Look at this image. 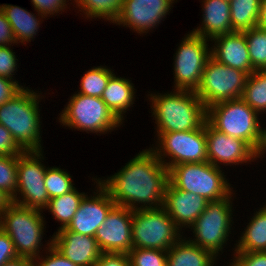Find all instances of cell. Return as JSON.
<instances>
[{
    "mask_svg": "<svg viewBox=\"0 0 266 266\" xmlns=\"http://www.w3.org/2000/svg\"><path fill=\"white\" fill-rule=\"evenodd\" d=\"M115 205L138 209L163 207L164 194L168 184V169L153 150H145L130 160L125 167L110 179L99 180ZM149 204L136 207L135 203ZM155 207H153V205ZM159 205V206H157Z\"/></svg>",
    "mask_w": 266,
    "mask_h": 266,
    "instance_id": "cell-1",
    "label": "cell"
},
{
    "mask_svg": "<svg viewBox=\"0 0 266 266\" xmlns=\"http://www.w3.org/2000/svg\"><path fill=\"white\" fill-rule=\"evenodd\" d=\"M175 91L166 95H150L158 136L161 133L199 129L207 120V109L195 91Z\"/></svg>",
    "mask_w": 266,
    "mask_h": 266,
    "instance_id": "cell-2",
    "label": "cell"
},
{
    "mask_svg": "<svg viewBox=\"0 0 266 266\" xmlns=\"http://www.w3.org/2000/svg\"><path fill=\"white\" fill-rule=\"evenodd\" d=\"M257 114L240 98L208 107L206 121L219 132L242 139L260 156L266 145V129L260 127Z\"/></svg>",
    "mask_w": 266,
    "mask_h": 266,
    "instance_id": "cell-3",
    "label": "cell"
},
{
    "mask_svg": "<svg viewBox=\"0 0 266 266\" xmlns=\"http://www.w3.org/2000/svg\"><path fill=\"white\" fill-rule=\"evenodd\" d=\"M22 89L12 99L0 106V124L10 131L24 151H40L39 95Z\"/></svg>",
    "mask_w": 266,
    "mask_h": 266,
    "instance_id": "cell-4",
    "label": "cell"
},
{
    "mask_svg": "<svg viewBox=\"0 0 266 266\" xmlns=\"http://www.w3.org/2000/svg\"><path fill=\"white\" fill-rule=\"evenodd\" d=\"M223 176L220 167L209 161L177 164L168 169V181L175 188L200 195L208 202L221 200L231 193Z\"/></svg>",
    "mask_w": 266,
    "mask_h": 266,
    "instance_id": "cell-5",
    "label": "cell"
},
{
    "mask_svg": "<svg viewBox=\"0 0 266 266\" xmlns=\"http://www.w3.org/2000/svg\"><path fill=\"white\" fill-rule=\"evenodd\" d=\"M43 217L39 209L28 208L12 202L0 215V227L15 245L19 257L40 260L39 244L42 240Z\"/></svg>",
    "mask_w": 266,
    "mask_h": 266,
    "instance_id": "cell-6",
    "label": "cell"
},
{
    "mask_svg": "<svg viewBox=\"0 0 266 266\" xmlns=\"http://www.w3.org/2000/svg\"><path fill=\"white\" fill-rule=\"evenodd\" d=\"M179 228L163 207L134 210L132 217L133 248L167 251L180 241Z\"/></svg>",
    "mask_w": 266,
    "mask_h": 266,
    "instance_id": "cell-7",
    "label": "cell"
},
{
    "mask_svg": "<svg viewBox=\"0 0 266 266\" xmlns=\"http://www.w3.org/2000/svg\"><path fill=\"white\" fill-rule=\"evenodd\" d=\"M247 77L245 72L223 65L210 57L195 93L206 109L223 101L240 99Z\"/></svg>",
    "mask_w": 266,
    "mask_h": 266,
    "instance_id": "cell-8",
    "label": "cell"
},
{
    "mask_svg": "<svg viewBox=\"0 0 266 266\" xmlns=\"http://www.w3.org/2000/svg\"><path fill=\"white\" fill-rule=\"evenodd\" d=\"M59 119L63 125L90 132L102 133L122 124L101 97L75 94Z\"/></svg>",
    "mask_w": 266,
    "mask_h": 266,
    "instance_id": "cell-9",
    "label": "cell"
},
{
    "mask_svg": "<svg viewBox=\"0 0 266 266\" xmlns=\"http://www.w3.org/2000/svg\"><path fill=\"white\" fill-rule=\"evenodd\" d=\"M230 195L232 194L221 200L207 202L205 210L192 225L196 239L190 242L210 251L214 256L223 248L230 232Z\"/></svg>",
    "mask_w": 266,
    "mask_h": 266,
    "instance_id": "cell-10",
    "label": "cell"
},
{
    "mask_svg": "<svg viewBox=\"0 0 266 266\" xmlns=\"http://www.w3.org/2000/svg\"><path fill=\"white\" fill-rule=\"evenodd\" d=\"M159 149L153 150L167 169L183 163H201L208 161L205 123L199 128L184 132H168L159 135ZM162 150V151H161ZM162 152L170 156L169 163L162 161Z\"/></svg>",
    "mask_w": 266,
    "mask_h": 266,
    "instance_id": "cell-11",
    "label": "cell"
},
{
    "mask_svg": "<svg viewBox=\"0 0 266 266\" xmlns=\"http://www.w3.org/2000/svg\"><path fill=\"white\" fill-rule=\"evenodd\" d=\"M206 42L207 39L191 32L180 44L174 65L176 89L196 91L199 87L206 62L211 57Z\"/></svg>",
    "mask_w": 266,
    "mask_h": 266,
    "instance_id": "cell-12",
    "label": "cell"
},
{
    "mask_svg": "<svg viewBox=\"0 0 266 266\" xmlns=\"http://www.w3.org/2000/svg\"><path fill=\"white\" fill-rule=\"evenodd\" d=\"M40 156L41 151H24L18 155L16 192H21L23 200L12 199L18 205L39 210L50 200L44 183L46 169L38 160Z\"/></svg>",
    "mask_w": 266,
    "mask_h": 266,
    "instance_id": "cell-13",
    "label": "cell"
},
{
    "mask_svg": "<svg viewBox=\"0 0 266 266\" xmlns=\"http://www.w3.org/2000/svg\"><path fill=\"white\" fill-rule=\"evenodd\" d=\"M133 210L115 205L107 214L105 221L96 230L94 238L102 253H126L132 244Z\"/></svg>",
    "mask_w": 266,
    "mask_h": 266,
    "instance_id": "cell-14",
    "label": "cell"
},
{
    "mask_svg": "<svg viewBox=\"0 0 266 266\" xmlns=\"http://www.w3.org/2000/svg\"><path fill=\"white\" fill-rule=\"evenodd\" d=\"M205 134L207 158L216 167H219L218 161L224 164H238L259 157L245 141L219 132L207 121L205 122Z\"/></svg>",
    "mask_w": 266,
    "mask_h": 266,
    "instance_id": "cell-15",
    "label": "cell"
},
{
    "mask_svg": "<svg viewBox=\"0 0 266 266\" xmlns=\"http://www.w3.org/2000/svg\"><path fill=\"white\" fill-rule=\"evenodd\" d=\"M99 194L89 199L86 195L80 202L67 230L94 237L96 230L105 221L107 214L115 206L108 192L99 184Z\"/></svg>",
    "mask_w": 266,
    "mask_h": 266,
    "instance_id": "cell-16",
    "label": "cell"
},
{
    "mask_svg": "<svg viewBox=\"0 0 266 266\" xmlns=\"http://www.w3.org/2000/svg\"><path fill=\"white\" fill-rule=\"evenodd\" d=\"M174 0H123V9L115 21L144 33L162 20Z\"/></svg>",
    "mask_w": 266,
    "mask_h": 266,
    "instance_id": "cell-17",
    "label": "cell"
},
{
    "mask_svg": "<svg viewBox=\"0 0 266 266\" xmlns=\"http://www.w3.org/2000/svg\"><path fill=\"white\" fill-rule=\"evenodd\" d=\"M51 242L60 254L78 266H94L102 253L94 237L66 228L59 229Z\"/></svg>",
    "mask_w": 266,
    "mask_h": 266,
    "instance_id": "cell-18",
    "label": "cell"
},
{
    "mask_svg": "<svg viewBox=\"0 0 266 266\" xmlns=\"http://www.w3.org/2000/svg\"><path fill=\"white\" fill-rule=\"evenodd\" d=\"M207 200L184 190L175 188L169 181L166 185L163 208L173 219L176 226H192L202 214Z\"/></svg>",
    "mask_w": 266,
    "mask_h": 266,
    "instance_id": "cell-19",
    "label": "cell"
},
{
    "mask_svg": "<svg viewBox=\"0 0 266 266\" xmlns=\"http://www.w3.org/2000/svg\"><path fill=\"white\" fill-rule=\"evenodd\" d=\"M216 47L212 49L211 57L217 62L231 68H235L250 75L255 70L252 67L247 40L244 32L234 31L213 38Z\"/></svg>",
    "mask_w": 266,
    "mask_h": 266,
    "instance_id": "cell-20",
    "label": "cell"
},
{
    "mask_svg": "<svg viewBox=\"0 0 266 266\" xmlns=\"http://www.w3.org/2000/svg\"><path fill=\"white\" fill-rule=\"evenodd\" d=\"M203 27L192 33L205 39L233 32L231 8L228 0H204ZM207 37V38H206Z\"/></svg>",
    "mask_w": 266,
    "mask_h": 266,
    "instance_id": "cell-21",
    "label": "cell"
},
{
    "mask_svg": "<svg viewBox=\"0 0 266 266\" xmlns=\"http://www.w3.org/2000/svg\"><path fill=\"white\" fill-rule=\"evenodd\" d=\"M216 257L208 250L180 240L167 250V266H212Z\"/></svg>",
    "mask_w": 266,
    "mask_h": 266,
    "instance_id": "cell-22",
    "label": "cell"
},
{
    "mask_svg": "<svg viewBox=\"0 0 266 266\" xmlns=\"http://www.w3.org/2000/svg\"><path fill=\"white\" fill-rule=\"evenodd\" d=\"M133 87L129 80L116 77L113 74L102 93L103 102L120 121L123 120L122 114L126 112L125 110L133 104Z\"/></svg>",
    "mask_w": 266,
    "mask_h": 266,
    "instance_id": "cell-23",
    "label": "cell"
},
{
    "mask_svg": "<svg viewBox=\"0 0 266 266\" xmlns=\"http://www.w3.org/2000/svg\"><path fill=\"white\" fill-rule=\"evenodd\" d=\"M0 7L11 25L16 43H18L17 41L22 43L31 41L40 25V21L36 19L34 14L32 15L19 6L5 4L0 5Z\"/></svg>",
    "mask_w": 266,
    "mask_h": 266,
    "instance_id": "cell-24",
    "label": "cell"
},
{
    "mask_svg": "<svg viewBox=\"0 0 266 266\" xmlns=\"http://www.w3.org/2000/svg\"><path fill=\"white\" fill-rule=\"evenodd\" d=\"M238 243L236 253L266 251V206L251 219Z\"/></svg>",
    "mask_w": 266,
    "mask_h": 266,
    "instance_id": "cell-25",
    "label": "cell"
},
{
    "mask_svg": "<svg viewBox=\"0 0 266 266\" xmlns=\"http://www.w3.org/2000/svg\"><path fill=\"white\" fill-rule=\"evenodd\" d=\"M232 30L243 32L257 26L261 0H229Z\"/></svg>",
    "mask_w": 266,
    "mask_h": 266,
    "instance_id": "cell-26",
    "label": "cell"
},
{
    "mask_svg": "<svg viewBox=\"0 0 266 266\" xmlns=\"http://www.w3.org/2000/svg\"><path fill=\"white\" fill-rule=\"evenodd\" d=\"M84 196V193H79L74 188L68 193L50 199L45 208H48L56 220L62 223L60 229H63L71 222Z\"/></svg>",
    "mask_w": 266,
    "mask_h": 266,
    "instance_id": "cell-27",
    "label": "cell"
},
{
    "mask_svg": "<svg viewBox=\"0 0 266 266\" xmlns=\"http://www.w3.org/2000/svg\"><path fill=\"white\" fill-rule=\"evenodd\" d=\"M241 98L257 113L266 110V70L248 75Z\"/></svg>",
    "mask_w": 266,
    "mask_h": 266,
    "instance_id": "cell-28",
    "label": "cell"
},
{
    "mask_svg": "<svg viewBox=\"0 0 266 266\" xmlns=\"http://www.w3.org/2000/svg\"><path fill=\"white\" fill-rule=\"evenodd\" d=\"M243 32L253 69L255 71L266 70V30L256 26Z\"/></svg>",
    "mask_w": 266,
    "mask_h": 266,
    "instance_id": "cell-29",
    "label": "cell"
},
{
    "mask_svg": "<svg viewBox=\"0 0 266 266\" xmlns=\"http://www.w3.org/2000/svg\"><path fill=\"white\" fill-rule=\"evenodd\" d=\"M81 10L86 11L87 17H99L112 20L118 19L122 9L123 0H75Z\"/></svg>",
    "mask_w": 266,
    "mask_h": 266,
    "instance_id": "cell-30",
    "label": "cell"
},
{
    "mask_svg": "<svg viewBox=\"0 0 266 266\" xmlns=\"http://www.w3.org/2000/svg\"><path fill=\"white\" fill-rule=\"evenodd\" d=\"M113 72L106 67H95L87 71L81 80L80 94L101 97Z\"/></svg>",
    "mask_w": 266,
    "mask_h": 266,
    "instance_id": "cell-31",
    "label": "cell"
},
{
    "mask_svg": "<svg viewBox=\"0 0 266 266\" xmlns=\"http://www.w3.org/2000/svg\"><path fill=\"white\" fill-rule=\"evenodd\" d=\"M18 155L0 156V190L11 199H17ZM16 193V194H15Z\"/></svg>",
    "mask_w": 266,
    "mask_h": 266,
    "instance_id": "cell-32",
    "label": "cell"
},
{
    "mask_svg": "<svg viewBox=\"0 0 266 266\" xmlns=\"http://www.w3.org/2000/svg\"><path fill=\"white\" fill-rule=\"evenodd\" d=\"M44 183L49 199L68 193L75 188L70 174L56 167L46 169Z\"/></svg>",
    "mask_w": 266,
    "mask_h": 266,
    "instance_id": "cell-33",
    "label": "cell"
},
{
    "mask_svg": "<svg viewBox=\"0 0 266 266\" xmlns=\"http://www.w3.org/2000/svg\"><path fill=\"white\" fill-rule=\"evenodd\" d=\"M128 255L130 266H167V251L164 250L132 248Z\"/></svg>",
    "mask_w": 266,
    "mask_h": 266,
    "instance_id": "cell-34",
    "label": "cell"
},
{
    "mask_svg": "<svg viewBox=\"0 0 266 266\" xmlns=\"http://www.w3.org/2000/svg\"><path fill=\"white\" fill-rule=\"evenodd\" d=\"M24 150L17 144L8 131L0 124V156H12L22 154Z\"/></svg>",
    "mask_w": 266,
    "mask_h": 266,
    "instance_id": "cell-35",
    "label": "cell"
},
{
    "mask_svg": "<svg viewBox=\"0 0 266 266\" xmlns=\"http://www.w3.org/2000/svg\"><path fill=\"white\" fill-rule=\"evenodd\" d=\"M16 56L9 46H0V76L12 79L16 67Z\"/></svg>",
    "mask_w": 266,
    "mask_h": 266,
    "instance_id": "cell-36",
    "label": "cell"
},
{
    "mask_svg": "<svg viewBox=\"0 0 266 266\" xmlns=\"http://www.w3.org/2000/svg\"><path fill=\"white\" fill-rule=\"evenodd\" d=\"M231 266H266V251L237 253Z\"/></svg>",
    "mask_w": 266,
    "mask_h": 266,
    "instance_id": "cell-37",
    "label": "cell"
},
{
    "mask_svg": "<svg viewBox=\"0 0 266 266\" xmlns=\"http://www.w3.org/2000/svg\"><path fill=\"white\" fill-rule=\"evenodd\" d=\"M17 258H19V256L13 241L0 227V266Z\"/></svg>",
    "mask_w": 266,
    "mask_h": 266,
    "instance_id": "cell-38",
    "label": "cell"
},
{
    "mask_svg": "<svg viewBox=\"0 0 266 266\" xmlns=\"http://www.w3.org/2000/svg\"><path fill=\"white\" fill-rule=\"evenodd\" d=\"M65 1L66 0H32V3L38 14L41 13L40 15L45 17L47 14L53 15L55 12L57 13L65 9Z\"/></svg>",
    "mask_w": 266,
    "mask_h": 266,
    "instance_id": "cell-39",
    "label": "cell"
},
{
    "mask_svg": "<svg viewBox=\"0 0 266 266\" xmlns=\"http://www.w3.org/2000/svg\"><path fill=\"white\" fill-rule=\"evenodd\" d=\"M94 266H130L129 255L126 253H101Z\"/></svg>",
    "mask_w": 266,
    "mask_h": 266,
    "instance_id": "cell-40",
    "label": "cell"
},
{
    "mask_svg": "<svg viewBox=\"0 0 266 266\" xmlns=\"http://www.w3.org/2000/svg\"><path fill=\"white\" fill-rule=\"evenodd\" d=\"M22 89L23 87H20L16 81L0 76V106L12 99Z\"/></svg>",
    "mask_w": 266,
    "mask_h": 266,
    "instance_id": "cell-41",
    "label": "cell"
},
{
    "mask_svg": "<svg viewBox=\"0 0 266 266\" xmlns=\"http://www.w3.org/2000/svg\"><path fill=\"white\" fill-rule=\"evenodd\" d=\"M50 256L47 255V258H43L42 261L36 264V266H78L77 264L72 263L62 254H60L53 246L52 242H50L48 249Z\"/></svg>",
    "mask_w": 266,
    "mask_h": 266,
    "instance_id": "cell-42",
    "label": "cell"
},
{
    "mask_svg": "<svg viewBox=\"0 0 266 266\" xmlns=\"http://www.w3.org/2000/svg\"><path fill=\"white\" fill-rule=\"evenodd\" d=\"M9 43H16L10 23L0 7V46H7Z\"/></svg>",
    "mask_w": 266,
    "mask_h": 266,
    "instance_id": "cell-43",
    "label": "cell"
},
{
    "mask_svg": "<svg viewBox=\"0 0 266 266\" xmlns=\"http://www.w3.org/2000/svg\"><path fill=\"white\" fill-rule=\"evenodd\" d=\"M2 266H36L34 259L19 257L17 259L6 262Z\"/></svg>",
    "mask_w": 266,
    "mask_h": 266,
    "instance_id": "cell-44",
    "label": "cell"
},
{
    "mask_svg": "<svg viewBox=\"0 0 266 266\" xmlns=\"http://www.w3.org/2000/svg\"><path fill=\"white\" fill-rule=\"evenodd\" d=\"M257 27L266 30V0H261L259 15L257 19Z\"/></svg>",
    "mask_w": 266,
    "mask_h": 266,
    "instance_id": "cell-45",
    "label": "cell"
},
{
    "mask_svg": "<svg viewBox=\"0 0 266 266\" xmlns=\"http://www.w3.org/2000/svg\"><path fill=\"white\" fill-rule=\"evenodd\" d=\"M12 203V199L0 190V215L8 208Z\"/></svg>",
    "mask_w": 266,
    "mask_h": 266,
    "instance_id": "cell-46",
    "label": "cell"
}]
</instances>
